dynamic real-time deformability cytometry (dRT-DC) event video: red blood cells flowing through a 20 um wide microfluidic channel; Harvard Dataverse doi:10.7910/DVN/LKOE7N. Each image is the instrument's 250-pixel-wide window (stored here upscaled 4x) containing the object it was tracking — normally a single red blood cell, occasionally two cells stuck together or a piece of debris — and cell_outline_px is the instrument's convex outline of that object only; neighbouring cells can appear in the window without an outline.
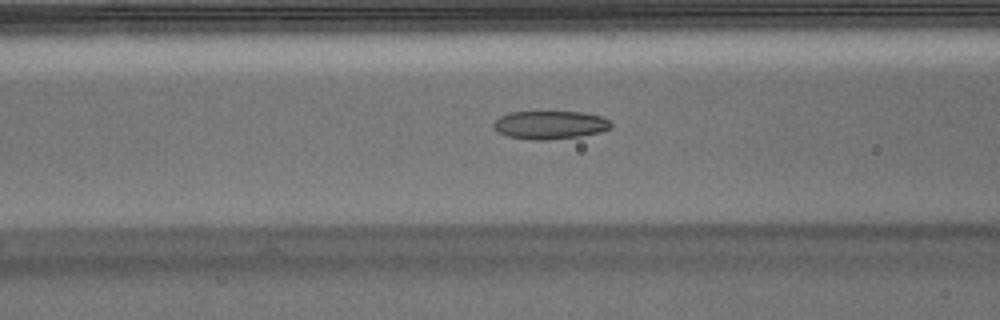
{"species": "Egyptian fruit bat (a non-hibernating species)", "species_latin": "Rousettus aegyptiacus", "temperature_condition": "warm", "stored_images_in_passage": 38, "camera_frame_rate_fps": 3000, "um_per_image_px": 0.085, "animal": {"sex": "male"}, "frame": {"image": 1, "passage_image": 5, "time_ms": 1.333, "image_size_px": [1000, 320], "cell_outline_px": [[612, 128], [600, 132], [580, 136], [544, 140], [532, 140], [508, 136], [500, 132], [492, 124], [500, 116], [508, 112], [580, 112], [600, 116], [608, 120], [612, 124]], "centroid_in_image_um": [46.76, 10.61], "position_along_channel_um": 119.8, "area_um2": 19.13}}
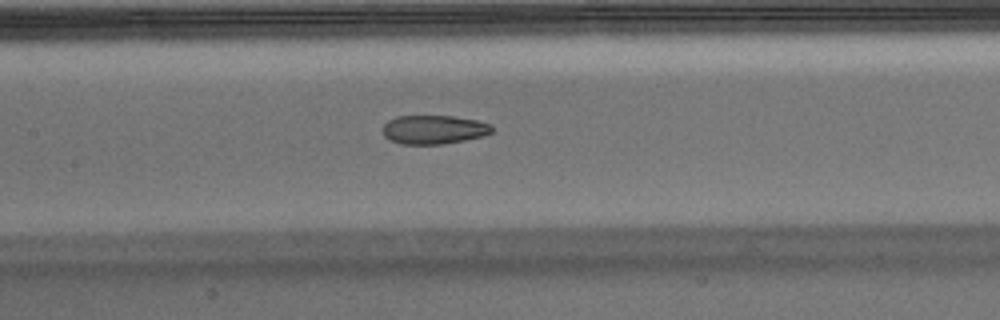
{"frame": {"image": 2, "passage_image": 9, "time_ms": 2.667, "image_size_px": [1000, 320], "cell_outline_px": [[492, 132], [484, 136], [464, 140], [440, 144], [400, 144], [388, 140], [384, 136], [380, 128], [388, 120], [396, 116], [452, 116], [476, 120], [492, 124]], "centroid_in_image_um": [36.82, 11.01], "position_along_channel_um": 170.6, "area_um2": 18.55}}
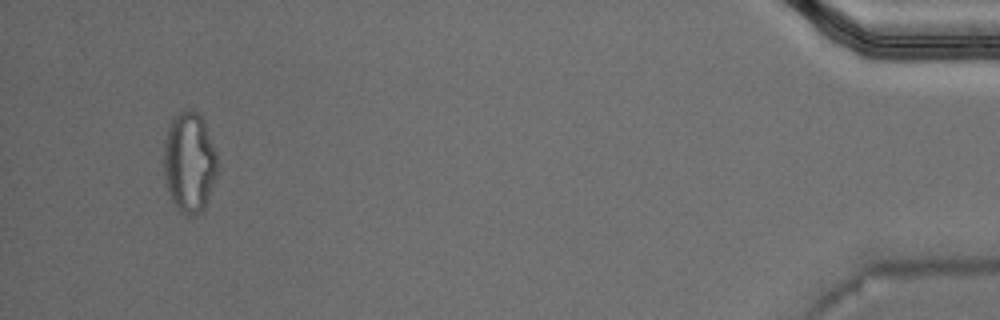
{"frame": {"image": 3, "passage_image": 35, "time_ms": 11.333, "image_size_px": [1000, 320], "cell_outline_px": [[216, 176], [204, 208], [196, 216], [188, 216], [180, 212], [172, 200], [168, 192], [164, 176], [164, 144], [168, 128], [172, 120], [184, 108], [188, 108], [196, 112], [204, 120], [216, 152]], "centroid_in_image_um": [16.08, 13.8], "position_along_channel_um": 419.1, "area_um2": 31.27}, "authors_computed_cell_mechanics": {"area_um2": 20.2011, "velocity_mm_per_s": 3.7738, "shape_relaxation_time_tau1_ms": null, "shape_relaxation_time_tau2_ms": 2.1113, "deformation_change_tau1": null, "deformation_change_tau2": 0.086}}